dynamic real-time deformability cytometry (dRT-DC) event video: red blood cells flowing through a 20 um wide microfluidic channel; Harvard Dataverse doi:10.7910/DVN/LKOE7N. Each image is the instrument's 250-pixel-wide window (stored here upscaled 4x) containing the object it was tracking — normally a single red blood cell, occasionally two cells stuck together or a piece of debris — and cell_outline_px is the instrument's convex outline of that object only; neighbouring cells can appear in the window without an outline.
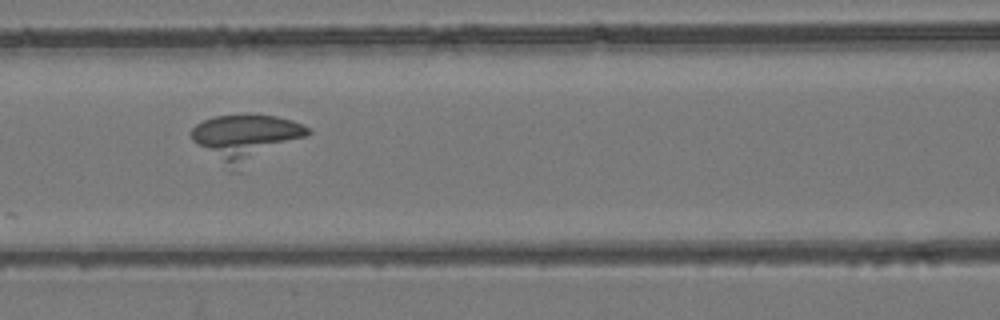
{"species": "common noctule bat (a hibernating species)", "species_latin": "Nyctalus noctula", "temperature_condition": "room temperature", "stored_images_in_passage": 57, "segment_of_instrument_passage": [2, 2], "camera_frame_rate_fps": 3000, "um_per_image_px": 0.085, "animal": {"sex": "female", "body_mass_g": 24.6, "forearm_length_mm": 56.2}, "frame": {"image": 1, "passage_image": 27, "time_ms": 8.667, "image_size_px": [1000, 320], "cell_outline_px": [[312, 132], [308, 136], [240, 172], [232, 172], [192, 140], [192, 128], [196, 124], [204, 120], [216, 116], [244, 112], [248, 112], [276, 116], [292, 120], [308, 128]], "centroid_in_image_um": [20.94, 11.71], "position_along_channel_um": 145.7, "area_um2": 32.54}}
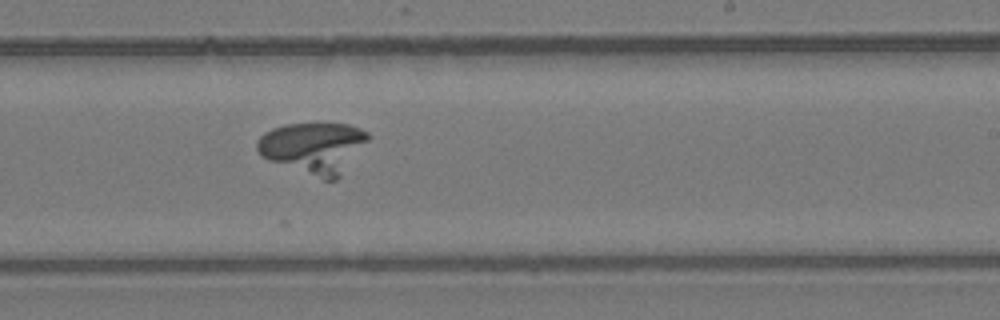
{"frame": {"image": 2, "passage_image": 36, "time_ms": 11.667, "image_size_px": [1000, 320], "cell_outline_px": [[372, 136], [340, 176], [336, 180], [324, 180], [268, 160], [260, 156], [256, 148], [256, 140], [264, 132], [272, 128], [288, 124], [348, 124], [360, 128], [368, 132]], "centroid_in_image_um": [26.64, 12.55], "position_along_channel_um": 262.4, "area_um2": 33.12}}
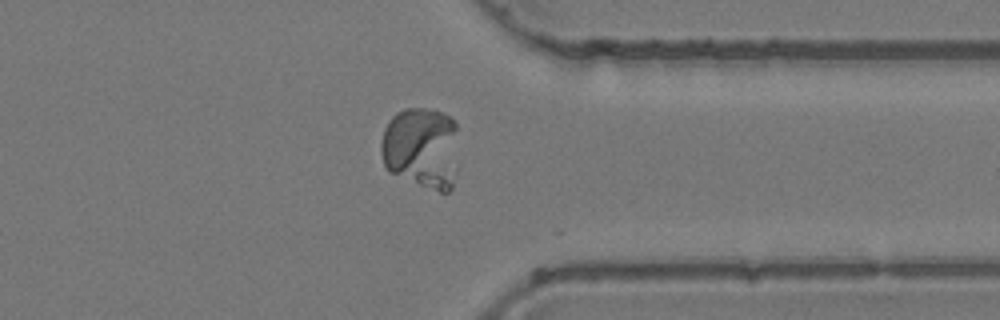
{"frame": {"image": 3, "passage_image": 45, "time_ms": 14.667, "image_size_px": [1000, 320], "cell_outline_px": [[456, 172], [452, 188], [448, 192], [440, 192], [388, 172], [384, 164], [380, 152], [380, 144], [384, 128], [388, 120], [396, 112], [404, 108], [424, 108], [440, 112], [456, 120]], "centroid_in_image_um": [35.8, 12.55], "position_along_channel_um": 375.6, "area_um2": 37.28}}